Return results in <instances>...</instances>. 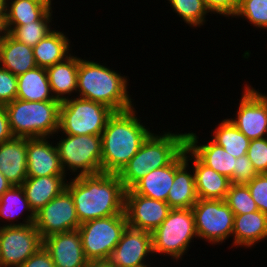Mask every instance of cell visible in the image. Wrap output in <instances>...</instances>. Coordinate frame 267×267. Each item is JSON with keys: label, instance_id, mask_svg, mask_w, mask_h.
<instances>
[{"label": "cell", "instance_id": "15", "mask_svg": "<svg viewBox=\"0 0 267 267\" xmlns=\"http://www.w3.org/2000/svg\"><path fill=\"white\" fill-rule=\"evenodd\" d=\"M170 210L167 202L135 194L131 190L125 192L124 213L129 227L152 233L167 218Z\"/></svg>", "mask_w": 267, "mask_h": 267}, {"label": "cell", "instance_id": "43", "mask_svg": "<svg viewBox=\"0 0 267 267\" xmlns=\"http://www.w3.org/2000/svg\"><path fill=\"white\" fill-rule=\"evenodd\" d=\"M9 35V30L7 27V20H6V12L3 8L0 11V44L5 40V38Z\"/></svg>", "mask_w": 267, "mask_h": 267}, {"label": "cell", "instance_id": "1", "mask_svg": "<svg viewBox=\"0 0 267 267\" xmlns=\"http://www.w3.org/2000/svg\"><path fill=\"white\" fill-rule=\"evenodd\" d=\"M66 189L73 198L80 224L124 213L126 190L118 174L100 172L70 177Z\"/></svg>", "mask_w": 267, "mask_h": 267}, {"label": "cell", "instance_id": "31", "mask_svg": "<svg viewBox=\"0 0 267 267\" xmlns=\"http://www.w3.org/2000/svg\"><path fill=\"white\" fill-rule=\"evenodd\" d=\"M7 25H26L41 20L51 8L37 0H4Z\"/></svg>", "mask_w": 267, "mask_h": 267}, {"label": "cell", "instance_id": "9", "mask_svg": "<svg viewBox=\"0 0 267 267\" xmlns=\"http://www.w3.org/2000/svg\"><path fill=\"white\" fill-rule=\"evenodd\" d=\"M127 226L125 213L80 224L78 231L86 259H108Z\"/></svg>", "mask_w": 267, "mask_h": 267}, {"label": "cell", "instance_id": "46", "mask_svg": "<svg viewBox=\"0 0 267 267\" xmlns=\"http://www.w3.org/2000/svg\"><path fill=\"white\" fill-rule=\"evenodd\" d=\"M37 1L42 2L44 4H47L51 9H52V7H53V9H55L54 5H53V4H55V3H53L54 0H37Z\"/></svg>", "mask_w": 267, "mask_h": 267}, {"label": "cell", "instance_id": "38", "mask_svg": "<svg viewBox=\"0 0 267 267\" xmlns=\"http://www.w3.org/2000/svg\"><path fill=\"white\" fill-rule=\"evenodd\" d=\"M17 97V76L0 66V106Z\"/></svg>", "mask_w": 267, "mask_h": 267}, {"label": "cell", "instance_id": "3", "mask_svg": "<svg viewBox=\"0 0 267 267\" xmlns=\"http://www.w3.org/2000/svg\"><path fill=\"white\" fill-rule=\"evenodd\" d=\"M88 59L80 57L76 97L103 104L113 112L136 107L135 99L128 91L129 76L110 68L106 63Z\"/></svg>", "mask_w": 267, "mask_h": 267}, {"label": "cell", "instance_id": "4", "mask_svg": "<svg viewBox=\"0 0 267 267\" xmlns=\"http://www.w3.org/2000/svg\"><path fill=\"white\" fill-rule=\"evenodd\" d=\"M178 132L167 129L161 133L153 131L148 136L138 152L118 174L125 190H130L151 170L171 164L184 151L186 132Z\"/></svg>", "mask_w": 267, "mask_h": 267}, {"label": "cell", "instance_id": "37", "mask_svg": "<svg viewBox=\"0 0 267 267\" xmlns=\"http://www.w3.org/2000/svg\"><path fill=\"white\" fill-rule=\"evenodd\" d=\"M246 185L258 210L267 214V174H257Z\"/></svg>", "mask_w": 267, "mask_h": 267}, {"label": "cell", "instance_id": "6", "mask_svg": "<svg viewBox=\"0 0 267 267\" xmlns=\"http://www.w3.org/2000/svg\"><path fill=\"white\" fill-rule=\"evenodd\" d=\"M151 235L155 260L159 259L155 258L158 255L161 258L165 257V261L171 258V262L177 264L183 261L191 248V243H194V238H198L192 208L171 209L167 218Z\"/></svg>", "mask_w": 267, "mask_h": 267}, {"label": "cell", "instance_id": "47", "mask_svg": "<svg viewBox=\"0 0 267 267\" xmlns=\"http://www.w3.org/2000/svg\"><path fill=\"white\" fill-rule=\"evenodd\" d=\"M157 261L155 260V262H151V263H148V264H144L142 266H138V267H158L156 266L155 264H152V263H156ZM152 265V266H151ZM154 265V266H153Z\"/></svg>", "mask_w": 267, "mask_h": 267}, {"label": "cell", "instance_id": "27", "mask_svg": "<svg viewBox=\"0 0 267 267\" xmlns=\"http://www.w3.org/2000/svg\"><path fill=\"white\" fill-rule=\"evenodd\" d=\"M0 66L16 76L34 69L37 64L33 47L17 41L9 34L0 44Z\"/></svg>", "mask_w": 267, "mask_h": 267}, {"label": "cell", "instance_id": "39", "mask_svg": "<svg viewBox=\"0 0 267 267\" xmlns=\"http://www.w3.org/2000/svg\"><path fill=\"white\" fill-rule=\"evenodd\" d=\"M207 9L209 10L211 16L218 15L223 16L226 19L233 20L232 18L236 14L241 0H204Z\"/></svg>", "mask_w": 267, "mask_h": 267}, {"label": "cell", "instance_id": "16", "mask_svg": "<svg viewBox=\"0 0 267 267\" xmlns=\"http://www.w3.org/2000/svg\"><path fill=\"white\" fill-rule=\"evenodd\" d=\"M55 175L66 174L63 171L54 138H27V177Z\"/></svg>", "mask_w": 267, "mask_h": 267}, {"label": "cell", "instance_id": "35", "mask_svg": "<svg viewBox=\"0 0 267 267\" xmlns=\"http://www.w3.org/2000/svg\"><path fill=\"white\" fill-rule=\"evenodd\" d=\"M234 215H241L258 211L246 184L231 183L224 199Z\"/></svg>", "mask_w": 267, "mask_h": 267}, {"label": "cell", "instance_id": "14", "mask_svg": "<svg viewBox=\"0 0 267 267\" xmlns=\"http://www.w3.org/2000/svg\"><path fill=\"white\" fill-rule=\"evenodd\" d=\"M151 259L155 260L151 233L127 226L107 260L113 267H138Z\"/></svg>", "mask_w": 267, "mask_h": 267}, {"label": "cell", "instance_id": "22", "mask_svg": "<svg viewBox=\"0 0 267 267\" xmlns=\"http://www.w3.org/2000/svg\"><path fill=\"white\" fill-rule=\"evenodd\" d=\"M231 248L252 249L267 240V214L261 211L234 216ZM259 242V243H258Z\"/></svg>", "mask_w": 267, "mask_h": 267}, {"label": "cell", "instance_id": "2", "mask_svg": "<svg viewBox=\"0 0 267 267\" xmlns=\"http://www.w3.org/2000/svg\"><path fill=\"white\" fill-rule=\"evenodd\" d=\"M136 109L138 108L134 107L114 112L108 118L101 134L102 172L119 174L154 131L147 127L146 121L141 120L142 117L138 115Z\"/></svg>", "mask_w": 267, "mask_h": 267}, {"label": "cell", "instance_id": "33", "mask_svg": "<svg viewBox=\"0 0 267 267\" xmlns=\"http://www.w3.org/2000/svg\"><path fill=\"white\" fill-rule=\"evenodd\" d=\"M173 13L192 29L202 28L208 21L209 10L204 0H167ZM207 19V20H206Z\"/></svg>", "mask_w": 267, "mask_h": 267}, {"label": "cell", "instance_id": "18", "mask_svg": "<svg viewBox=\"0 0 267 267\" xmlns=\"http://www.w3.org/2000/svg\"><path fill=\"white\" fill-rule=\"evenodd\" d=\"M185 159L194 170L198 198L224 200L231 185L230 179L205 165L187 146Z\"/></svg>", "mask_w": 267, "mask_h": 267}, {"label": "cell", "instance_id": "5", "mask_svg": "<svg viewBox=\"0 0 267 267\" xmlns=\"http://www.w3.org/2000/svg\"><path fill=\"white\" fill-rule=\"evenodd\" d=\"M60 101L15 99L4 105L14 137H51L59 129Z\"/></svg>", "mask_w": 267, "mask_h": 267}, {"label": "cell", "instance_id": "23", "mask_svg": "<svg viewBox=\"0 0 267 267\" xmlns=\"http://www.w3.org/2000/svg\"><path fill=\"white\" fill-rule=\"evenodd\" d=\"M35 219L22 186H12L0 197V227L30 225Z\"/></svg>", "mask_w": 267, "mask_h": 267}, {"label": "cell", "instance_id": "11", "mask_svg": "<svg viewBox=\"0 0 267 267\" xmlns=\"http://www.w3.org/2000/svg\"><path fill=\"white\" fill-rule=\"evenodd\" d=\"M247 83L234 116L227 117L249 140L267 137V92Z\"/></svg>", "mask_w": 267, "mask_h": 267}, {"label": "cell", "instance_id": "25", "mask_svg": "<svg viewBox=\"0 0 267 267\" xmlns=\"http://www.w3.org/2000/svg\"><path fill=\"white\" fill-rule=\"evenodd\" d=\"M67 181L66 175L27 177L21 186L31 209L36 214L66 189Z\"/></svg>", "mask_w": 267, "mask_h": 267}, {"label": "cell", "instance_id": "29", "mask_svg": "<svg viewBox=\"0 0 267 267\" xmlns=\"http://www.w3.org/2000/svg\"><path fill=\"white\" fill-rule=\"evenodd\" d=\"M16 98L24 101H59L53 96L46 69L38 66L17 76Z\"/></svg>", "mask_w": 267, "mask_h": 267}, {"label": "cell", "instance_id": "12", "mask_svg": "<svg viewBox=\"0 0 267 267\" xmlns=\"http://www.w3.org/2000/svg\"><path fill=\"white\" fill-rule=\"evenodd\" d=\"M42 246L35 224L0 227V267H20Z\"/></svg>", "mask_w": 267, "mask_h": 267}, {"label": "cell", "instance_id": "17", "mask_svg": "<svg viewBox=\"0 0 267 267\" xmlns=\"http://www.w3.org/2000/svg\"><path fill=\"white\" fill-rule=\"evenodd\" d=\"M43 247L55 267H85L88 262L78 229L47 236L43 239Z\"/></svg>", "mask_w": 267, "mask_h": 267}, {"label": "cell", "instance_id": "34", "mask_svg": "<svg viewBox=\"0 0 267 267\" xmlns=\"http://www.w3.org/2000/svg\"><path fill=\"white\" fill-rule=\"evenodd\" d=\"M234 18L245 19L255 30L267 31V0H241Z\"/></svg>", "mask_w": 267, "mask_h": 267}, {"label": "cell", "instance_id": "36", "mask_svg": "<svg viewBox=\"0 0 267 267\" xmlns=\"http://www.w3.org/2000/svg\"><path fill=\"white\" fill-rule=\"evenodd\" d=\"M246 155L257 174H267V137L251 140Z\"/></svg>", "mask_w": 267, "mask_h": 267}, {"label": "cell", "instance_id": "8", "mask_svg": "<svg viewBox=\"0 0 267 267\" xmlns=\"http://www.w3.org/2000/svg\"><path fill=\"white\" fill-rule=\"evenodd\" d=\"M113 113L103 104L73 97L60 104L58 131L66 135H101Z\"/></svg>", "mask_w": 267, "mask_h": 267}, {"label": "cell", "instance_id": "20", "mask_svg": "<svg viewBox=\"0 0 267 267\" xmlns=\"http://www.w3.org/2000/svg\"><path fill=\"white\" fill-rule=\"evenodd\" d=\"M198 199L194 170L185 159L184 149L175 159V178L166 202L171 209H187L192 208Z\"/></svg>", "mask_w": 267, "mask_h": 267}, {"label": "cell", "instance_id": "28", "mask_svg": "<svg viewBox=\"0 0 267 267\" xmlns=\"http://www.w3.org/2000/svg\"><path fill=\"white\" fill-rule=\"evenodd\" d=\"M174 178L175 160L162 168L151 170L130 190L135 194L166 202Z\"/></svg>", "mask_w": 267, "mask_h": 267}, {"label": "cell", "instance_id": "30", "mask_svg": "<svg viewBox=\"0 0 267 267\" xmlns=\"http://www.w3.org/2000/svg\"><path fill=\"white\" fill-rule=\"evenodd\" d=\"M211 130V140L235 158L244 156L250 141L228 118L222 119ZM213 134V135H212Z\"/></svg>", "mask_w": 267, "mask_h": 267}, {"label": "cell", "instance_id": "21", "mask_svg": "<svg viewBox=\"0 0 267 267\" xmlns=\"http://www.w3.org/2000/svg\"><path fill=\"white\" fill-rule=\"evenodd\" d=\"M0 172L12 186L23 184L27 178V138L13 137L0 144Z\"/></svg>", "mask_w": 267, "mask_h": 267}, {"label": "cell", "instance_id": "13", "mask_svg": "<svg viewBox=\"0 0 267 267\" xmlns=\"http://www.w3.org/2000/svg\"><path fill=\"white\" fill-rule=\"evenodd\" d=\"M35 227L41 238L77 230L80 226L73 198L67 189L50 200L36 213Z\"/></svg>", "mask_w": 267, "mask_h": 267}, {"label": "cell", "instance_id": "44", "mask_svg": "<svg viewBox=\"0 0 267 267\" xmlns=\"http://www.w3.org/2000/svg\"><path fill=\"white\" fill-rule=\"evenodd\" d=\"M11 187L12 184L6 179L3 173L0 172V197Z\"/></svg>", "mask_w": 267, "mask_h": 267}, {"label": "cell", "instance_id": "10", "mask_svg": "<svg viewBox=\"0 0 267 267\" xmlns=\"http://www.w3.org/2000/svg\"><path fill=\"white\" fill-rule=\"evenodd\" d=\"M198 239L210 245H221L231 237L234 213L224 200L198 199L192 206Z\"/></svg>", "mask_w": 267, "mask_h": 267}, {"label": "cell", "instance_id": "40", "mask_svg": "<svg viewBox=\"0 0 267 267\" xmlns=\"http://www.w3.org/2000/svg\"><path fill=\"white\" fill-rule=\"evenodd\" d=\"M257 175L247 155L236 158L233 170V183L246 184Z\"/></svg>", "mask_w": 267, "mask_h": 267}, {"label": "cell", "instance_id": "45", "mask_svg": "<svg viewBox=\"0 0 267 267\" xmlns=\"http://www.w3.org/2000/svg\"><path fill=\"white\" fill-rule=\"evenodd\" d=\"M85 267H113V266L106 259V260H91V261H88Z\"/></svg>", "mask_w": 267, "mask_h": 267}, {"label": "cell", "instance_id": "41", "mask_svg": "<svg viewBox=\"0 0 267 267\" xmlns=\"http://www.w3.org/2000/svg\"><path fill=\"white\" fill-rule=\"evenodd\" d=\"M20 267H55L50 254L42 246L36 253L30 256Z\"/></svg>", "mask_w": 267, "mask_h": 267}, {"label": "cell", "instance_id": "26", "mask_svg": "<svg viewBox=\"0 0 267 267\" xmlns=\"http://www.w3.org/2000/svg\"><path fill=\"white\" fill-rule=\"evenodd\" d=\"M67 32L53 29L33 47L34 58L38 67L48 68L64 61L74 49ZM73 50V51H72Z\"/></svg>", "mask_w": 267, "mask_h": 267}, {"label": "cell", "instance_id": "48", "mask_svg": "<svg viewBox=\"0 0 267 267\" xmlns=\"http://www.w3.org/2000/svg\"><path fill=\"white\" fill-rule=\"evenodd\" d=\"M4 8V0H0V11Z\"/></svg>", "mask_w": 267, "mask_h": 267}, {"label": "cell", "instance_id": "19", "mask_svg": "<svg viewBox=\"0 0 267 267\" xmlns=\"http://www.w3.org/2000/svg\"><path fill=\"white\" fill-rule=\"evenodd\" d=\"M195 132V133H194ZM186 132V146L208 167L216 172L227 176L233 183V170L236 165V158L227 153L211 139L202 142L196 131ZM201 141V143H200ZM206 142V143H205Z\"/></svg>", "mask_w": 267, "mask_h": 267}, {"label": "cell", "instance_id": "42", "mask_svg": "<svg viewBox=\"0 0 267 267\" xmlns=\"http://www.w3.org/2000/svg\"><path fill=\"white\" fill-rule=\"evenodd\" d=\"M13 137L6 110L4 106H0V144L11 140Z\"/></svg>", "mask_w": 267, "mask_h": 267}, {"label": "cell", "instance_id": "32", "mask_svg": "<svg viewBox=\"0 0 267 267\" xmlns=\"http://www.w3.org/2000/svg\"><path fill=\"white\" fill-rule=\"evenodd\" d=\"M53 8L41 19L26 25H7L9 34L17 41L34 47L38 44L55 26ZM53 19V20H52ZM53 26V28H52Z\"/></svg>", "mask_w": 267, "mask_h": 267}, {"label": "cell", "instance_id": "7", "mask_svg": "<svg viewBox=\"0 0 267 267\" xmlns=\"http://www.w3.org/2000/svg\"><path fill=\"white\" fill-rule=\"evenodd\" d=\"M53 137L56 138L54 142L63 171L68 178L102 172L101 135H66L57 131Z\"/></svg>", "mask_w": 267, "mask_h": 267}, {"label": "cell", "instance_id": "24", "mask_svg": "<svg viewBox=\"0 0 267 267\" xmlns=\"http://www.w3.org/2000/svg\"><path fill=\"white\" fill-rule=\"evenodd\" d=\"M75 53H72L64 61L46 68L53 96L60 102L76 97L80 56Z\"/></svg>", "mask_w": 267, "mask_h": 267}]
</instances>
